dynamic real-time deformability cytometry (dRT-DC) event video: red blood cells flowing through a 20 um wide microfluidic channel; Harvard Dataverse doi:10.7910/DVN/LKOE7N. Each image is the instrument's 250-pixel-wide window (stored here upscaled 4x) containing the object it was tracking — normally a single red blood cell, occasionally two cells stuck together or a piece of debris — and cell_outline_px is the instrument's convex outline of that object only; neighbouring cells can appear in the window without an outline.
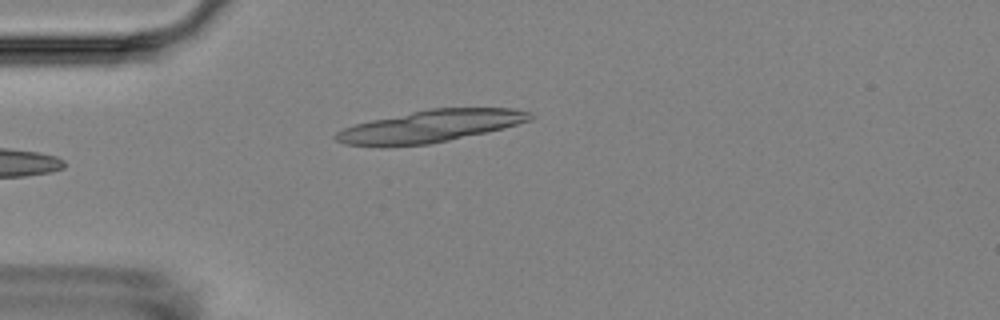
{"species": "Egyptian fruit bat (a non-hibernating species)", "species_latin": "Rousettus aegyptiacus", "temperature_condition": "room temperature", "stored_images_in_passage": 4, "camera_frame_rate_fps": 3000, "um_per_image_px": 0.085, "animal": {"sex": "female"}, "frame": {"image": 1, "passage_image": 4, "time_ms": 4.333, "image_size_px": [1000, 320], "cell_outline_px": [[536, 116], [528, 120], [504, 128], [448, 140], [428, 144], [344, 144], [336, 140], [332, 136], [336, 132], [344, 128], [356, 124], [372, 120], [428, 108], [516, 108], [532, 112]], "centroid_in_image_um": [36.66, 10.69], "position_along_channel_um": 48.3, "area_um2": 35.43}}